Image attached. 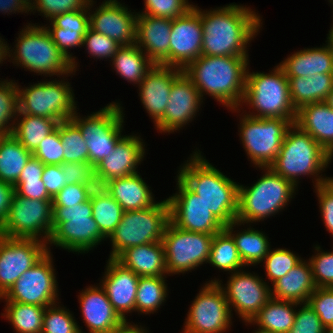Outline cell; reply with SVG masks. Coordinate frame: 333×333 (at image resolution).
<instances>
[{"instance_id": "obj_1", "label": "cell", "mask_w": 333, "mask_h": 333, "mask_svg": "<svg viewBox=\"0 0 333 333\" xmlns=\"http://www.w3.org/2000/svg\"><path fill=\"white\" fill-rule=\"evenodd\" d=\"M193 7L200 13L203 27L201 55L248 56L247 44L262 27L258 13L233 3L206 12Z\"/></svg>"}, {"instance_id": "obj_2", "label": "cell", "mask_w": 333, "mask_h": 333, "mask_svg": "<svg viewBox=\"0 0 333 333\" xmlns=\"http://www.w3.org/2000/svg\"><path fill=\"white\" fill-rule=\"evenodd\" d=\"M248 56L201 55L184 69V74L203 95L208 94L233 111H240L246 86ZM206 93V94H204Z\"/></svg>"}, {"instance_id": "obj_3", "label": "cell", "mask_w": 333, "mask_h": 333, "mask_svg": "<svg viewBox=\"0 0 333 333\" xmlns=\"http://www.w3.org/2000/svg\"><path fill=\"white\" fill-rule=\"evenodd\" d=\"M177 177L200 197L224 226L236 220L239 184L216 169L201 152L191 155Z\"/></svg>"}, {"instance_id": "obj_4", "label": "cell", "mask_w": 333, "mask_h": 333, "mask_svg": "<svg viewBox=\"0 0 333 333\" xmlns=\"http://www.w3.org/2000/svg\"><path fill=\"white\" fill-rule=\"evenodd\" d=\"M331 159L319 143L293 123L285 134L278 155L269 167L296 188L300 175H313L316 178L314 186L317 187L332 179L319 176Z\"/></svg>"}, {"instance_id": "obj_5", "label": "cell", "mask_w": 333, "mask_h": 333, "mask_svg": "<svg viewBox=\"0 0 333 333\" xmlns=\"http://www.w3.org/2000/svg\"><path fill=\"white\" fill-rule=\"evenodd\" d=\"M16 41L14 52L7 46V56L12 57L17 66L20 64L31 72L45 76H68L74 72L72 61L53 42L45 25H26Z\"/></svg>"}, {"instance_id": "obj_6", "label": "cell", "mask_w": 333, "mask_h": 333, "mask_svg": "<svg viewBox=\"0 0 333 333\" xmlns=\"http://www.w3.org/2000/svg\"><path fill=\"white\" fill-rule=\"evenodd\" d=\"M265 174L250 187L238 185L236 220L243 224L260 222L284 209L293 197L295 186L270 167H261ZM267 170V171H266Z\"/></svg>"}, {"instance_id": "obj_7", "label": "cell", "mask_w": 333, "mask_h": 333, "mask_svg": "<svg viewBox=\"0 0 333 333\" xmlns=\"http://www.w3.org/2000/svg\"><path fill=\"white\" fill-rule=\"evenodd\" d=\"M246 73V86L242 103L252 106L257 113L246 114L255 118L296 119L288 78L280 65L271 72Z\"/></svg>"}, {"instance_id": "obj_8", "label": "cell", "mask_w": 333, "mask_h": 333, "mask_svg": "<svg viewBox=\"0 0 333 333\" xmlns=\"http://www.w3.org/2000/svg\"><path fill=\"white\" fill-rule=\"evenodd\" d=\"M170 221L168 199L134 211H124L121 221L108 237L112 243L110 259H116L127 248L161 242Z\"/></svg>"}, {"instance_id": "obj_9", "label": "cell", "mask_w": 333, "mask_h": 333, "mask_svg": "<svg viewBox=\"0 0 333 333\" xmlns=\"http://www.w3.org/2000/svg\"><path fill=\"white\" fill-rule=\"evenodd\" d=\"M52 213L53 232L47 244L72 252L88 253L107 239L92 217L90 198L69 207H53Z\"/></svg>"}, {"instance_id": "obj_10", "label": "cell", "mask_w": 333, "mask_h": 333, "mask_svg": "<svg viewBox=\"0 0 333 333\" xmlns=\"http://www.w3.org/2000/svg\"><path fill=\"white\" fill-rule=\"evenodd\" d=\"M52 212V200L29 199L14 191L7 218L0 227V235L38 239L47 244L53 232Z\"/></svg>"}, {"instance_id": "obj_11", "label": "cell", "mask_w": 333, "mask_h": 333, "mask_svg": "<svg viewBox=\"0 0 333 333\" xmlns=\"http://www.w3.org/2000/svg\"><path fill=\"white\" fill-rule=\"evenodd\" d=\"M241 118L240 138L248 159L259 168L269 167L295 119L255 118L245 114Z\"/></svg>"}, {"instance_id": "obj_12", "label": "cell", "mask_w": 333, "mask_h": 333, "mask_svg": "<svg viewBox=\"0 0 333 333\" xmlns=\"http://www.w3.org/2000/svg\"><path fill=\"white\" fill-rule=\"evenodd\" d=\"M120 103H110L100 111L80 117L77 111L71 120L80 128L89 151V162L95 166L111 154L121 135L124 123Z\"/></svg>"}, {"instance_id": "obj_13", "label": "cell", "mask_w": 333, "mask_h": 333, "mask_svg": "<svg viewBox=\"0 0 333 333\" xmlns=\"http://www.w3.org/2000/svg\"><path fill=\"white\" fill-rule=\"evenodd\" d=\"M65 81H44L21 89L18 85L19 112L47 117L58 122L69 120L77 111L74 93Z\"/></svg>"}, {"instance_id": "obj_14", "label": "cell", "mask_w": 333, "mask_h": 333, "mask_svg": "<svg viewBox=\"0 0 333 333\" xmlns=\"http://www.w3.org/2000/svg\"><path fill=\"white\" fill-rule=\"evenodd\" d=\"M213 236L182 230L169 221L162 238L168 274H184L207 264Z\"/></svg>"}, {"instance_id": "obj_15", "label": "cell", "mask_w": 333, "mask_h": 333, "mask_svg": "<svg viewBox=\"0 0 333 333\" xmlns=\"http://www.w3.org/2000/svg\"><path fill=\"white\" fill-rule=\"evenodd\" d=\"M50 250L18 280L0 299L43 307L54 305L58 298V284Z\"/></svg>"}, {"instance_id": "obj_16", "label": "cell", "mask_w": 333, "mask_h": 333, "mask_svg": "<svg viewBox=\"0 0 333 333\" xmlns=\"http://www.w3.org/2000/svg\"><path fill=\"white\" fill-rule=\"evenodd\" d=\"M231 309L217 282H209L195 297L183 333H223L231 327Z\"/></svg>"}, {"instance_id": "obj_17", "label": "cell", "mask_w": 333, "mask_h": 333, "mask_svg": "<svg viewBox=\"0 0 333 333\" xmlns=\"http://www.w3.org/2000/svg\"><path fill=\"white\" fill-rule=\"evenodd\" d=\"M178 193L167 198L170 221L189 232L214 235L225 226L213 215L205 203L177 177Z\"/></svg>"}, {"instance_id": "obj_18", "label": "cell", "mask_w": 333, "mask_h": 333, "mask_svg": "<svg viewBox=\"0 0 333 333\" xmlns=\"http://www.w3.org/2000/svg\"><path fill=\"white\" fill-rule=\"evenodd\" d=\"M49 249L45 242L38 239L8 238L0 235V297Z\"/></svg>"}, {"instance_id": "obj_19", "label": "cell", "mask_w": 333, "mask_h": 333, "mask_svg": "<svg viewBox=\"0 0 333 333\" xmlns=\"http://www.w3.org/2000/svg\"><path fill=\"white\" fill-rule=\"evenodd\" d=\"M208 282H217L221 286L231 311L232 307L235 308V312L245 322L251 321L271 299L270 286L256 274L241 270L231 273L226 287L216 279Z\"/></svg>"}, {"instance_id": "obj_20", "label": "cell", "mask_w": 333, "mask_h": 333, "mask_svg": "<svg viewBox=\"0 0 333 333\" xmlns=\"http://www.w3.org/2000/svg\"><path fill=\"white\" fill-rule=\"evenodd\" d=\"M203 27L200 13L193 7L185 15L172 19L170 67L184 69L201 56Z\"/></svg>"}, {"instance_id": "obj_21", "label": "cell", "mask_w": 333, "mask_h": 333, "mask_svg": "<svg viewBox=\"0 0 333 333\" xmlns=\"http://www.w3.org/2000/svg\"><path fill=\"white\" fill-rule=\"evenodd\" d=\"M139 136L123 135L115 144L110 155L94 166L97 185L103 187L107 182L136 173L138 164L145 155L144 142Z\"/></svg>"}, {"instance_id": "obj_22", "label": "cell", "mask_w": 333, "mask_h": 333, "mask_svg": "<svg viewBox=\"0 0 333 333\" xmlns=\"http://www.w3.org/2000/svg\"><path fill=\"white\" fill-rule=\"evenodd\" d=\"M202 102L200 92L182 72L172 83L166 111L155 124L157 130L172 133L181 129L195 118Z\"/></svg>"}, {"instance_id": "obj_23", "label": "cell", "mask_w": 333, "mask_h": 333, "mask_svg": "<svg viewBox=\"0 0 333 333\" xmlns=\"http://www.w3.org/2000/svg\"><path fill=\"white\" fill-rule=\"evenodd\" d=\"M133 14L117 0H105L93 14L89 11V26L120 46L132 45L136 43L137 19V13Z\"/></svg>"}, {"instance_id": "obj_24", "label": "cell", "mask_w": 333, "mask_h": 333, "mask_svg": "<svg viewBox=\"0 0 333 333\" xmlns=\"http://www.w3.org/2000/svg\"><path fill=\"white\" fill-rule=\"evenodd\" d=\"M171 25L172 19L137 13L135 44L154 64L170 66Z\"/></svg>"}, {"instance_id": "obj_25", "label": "cell", "mask_w": 333, "mask_h": 333, "mask_svg": "<svg viewBox=\"0 0 333 333\" xmlns=\"http://www.w3.org/2000/svg\"><path fill=\"white\" fill-rule=\"evenodd\" d=\"M78 297L89 333H114L129 324L112 307L101 286H89Z\"/></svg>"}, {"instance_id": "obj_26", "label": "cell", "mask_w": 333, "mask_h": 333, "mask_svg": "<svg viewBox=\"0 0 333 333\" xmlns=\"http://www.w3.org/2000/svg\"><path fill=\"white\" fill-rule=\"evenodd\" d=\"M140 276L125 268L116 259H108L106 271L101 280L112 307L127 322L126 313L135 311V299Z\"/></svg>"}, {"instance_id": "obj_27", "label": "cell", "mask_w": 333, "mask_h": 333, "mask_svg": "<svg viewBox=\"0 0 333 333\" xmlns=\"http://www.w3.org/2000/svg\"><path fill=\"white\" fill-rule=\"evenodd\" d=\"M182 72L180 68L155 64L138 85L140 100L155 124L163 117L172 83Z\"/></svg>"}, {"instance_id": "obj_28", "label": "cell", "mask_w": 333, "mask_h": 333, "mask_svg": "<svg viewBox=\"0 0 333 333\" xmlns=\"http://www.w3.org/2000/svg\"><path fill=\"white\" fill-rule=\"evenodd\" d=\"M94 1L91 0L89 7L86 9L69 11L54 16L51 21V27H45L53 42L62 51V53L72 61L73 71L76 72L77 62L70 52V47L83 46V39L89 26V10L92 8Z\"/></svg>"}, {"instance_id": "obj_29", "label": "cell", "mask_w": 333, "mask_h": 333, "mask_svg": "<svg viewBox=\"0 0 333 333\" xmlns=\"http://www.w3.org/2000/svg\"><path fill=\"white\" fill-rule=\"evenodd\" d=\"M327 45L294 52L279 65L287 77H311L314 74H333V41Z\"/></svg>"}, {"instance_id": "obj_30", "label": "cell", "mask_w": 333, "mask_h": 333, "mask_svg": "<svg viewBox=\"0 0 333 333\" xmlns=\"http://www.w3.org/2000/svg\"><path fill=\"white\" fill-rule=\"evenodd\" d=\"M294 124L307 132L333 157V109L325 102L300 107Z\"/></svg>"}, {"instance_id": "obj_31", "label": "cell", "mask_w": 333, "mask_h": 333, "mask_svg": "<svg viewBox=\"0 0 333 333\" xmlns=\"http://www.w3.org/2000/svg\"><path fill=\"white\" fill-rule=\"evenodd\" d=\"M116 260L140 277L168 274L162 241L127 248Z\"/></svg>"}, {"instance_id": "obj_32", "label": "cell", "mask_w": 333, "mask_h": 333, "mask_svg": "<svg viewBox=\"0 0 333 333\" xmlns=\"http://www.w3.org/2000/svg\"><path fill=\"white\" fill-rule=\"evenodd\" d=\"M272 285L271 298L298 304L307 303L311 294L317 288L313 279L311 264L305 260H301Z\"/></svg>"}, {"instance_id": "obj_33", "label": "cell", "mask_w": 333, "mask_h": 333, "mask_svg": "<svg viewBox=\"0 0 333 333\" xmlns=\"http://www.w3.org/2000/svg\"><path fill=\"white\" fill-rule=\"evenodd\" d=\"M103 187L121 205L123 211L140 210L156 203L149 186L138 173L113 179Z\"/></svg>"}, {"instance_id": "obj_34", "label": "cell", "mask_w": 333, "mask_h": 333, "mask_svg": "<svg viewBox=\"0 0 333 333\" xmlns=\"http://www.w3.org/2000/svg\"><path fill=\"white\" fill-rule=\"evenodd\" d=\"M290 98L296 110L316 102H324L333 90V74H314L311 77H287Z\"/></svg>"}, {"instance_id": "obj_35", "label": "cell", "mask_w": 333, "mask_h": 333, "mask_svg": "<svg viewBox=\"0 0 333 333\" xmlns=\"http://www.w3.org/2000/svg\"><path fill=\"white\" fill-rule=\"evenodd\" d=\"M296 302L275 300L271 298L259 311V313L246 323H255L260 329L273 333H289L293 326L297 307Z\"/></svg>"}, {"instance_id": "obj_36", "label": "cell", "mask_w": 333, "mask_h": 333, "mask_svg": "<svg viewBox=\"0 0 333 333\" xmlns=\"http://www.w3.org/2000/svg\"><path fill=\"white\" fill-rule=\"evenodd\" d=\"M238 224L240 222L235 220L226 225L225 230L232 236L244 265H256L263 262L270 249L268 236H265L262 231L260 232L251 227L234 234V227L238 226Z\"/></svg>"}, {"instance_id": "obj_37", "label": "cell", "mask_w": 333, "mask_h": 333, "mask_svg": "<svg viewBox=\"0 0 333 333\" xmlns=\"http://www.w3.org/2000/svg\"><path fill=\"white\" fill-rule=\"evenodd\" d=\"M112 65L124 80L139 85L155 64L136 44H132L117 49L112 58Z\"/></svg>"}, {"instance_id": "obj_38", "label": "cell", "mask_w": 333, "mask_h": 333, "mask_svg": "<svg viewBox=\"0 0 333 333\" xmlns=\"http://www.w3.org/2000/svg\"><path fill=\"white\" fill-rule=\"evenodd\" d=\"M21 115V119H17ZM12 135L30 152H33L41 141L52 133L58 121L41 116L18 113Z\"/></svg>"}, {"instance_id": "obj_39", "label": "cell", "mask_w": 333, "mask_h": 333, "mask_svg": "<svg viewBox=\"0 0 333 333\" xmlns=\"http://www.w3.org/2000/svg\"><path fill=\"white\" fill-rule=\"evenodd\" d=\"M32 156L13 136H0V180L13 185Z\"/></svg>"}, {"instance_id": "obj_40", "label": "cell", "mask_w": 333, "mask_h": 333, "mask_svg": "<svg viewBox=\"0 0 333 333\" xmlns=\"http://www.w3.org/2000/svg\"><path fill=\"white\" fill-rule=\"evenodd\" d=\"M92 217L100 232L108 238L121 221L123 210L121 205L104 189L97 186L90 194Z\"/></svg>"}, {"instance_id": "obj_41", "label": "cell", "mask_w": 333, "mask_h": 333, "mask_svg": "<svg viewBox=\"0 0 333 333\" xmlns=\"http://www.w3.org/2000/svg\"><path fill=\"white\" fill-rule=\"evenodd\" d=\"M6 303L2 315L11 322L17 333H42L46 307L19 302Z\"/></svg>"}, {"instance_id": "obj_42", "label": "cell", "mask_w": 333, "mask_h": 333, "mask_svg": "<svg viewBox=\"0 0 333 333\" xmlns=\"http://www.w3.org/2000/svg\"><path fill=\"white\" fill-rule=\"evenodd\" d=\"M207 263L231 273L245 267L232 236L225 229L214 234Z\"/></svg>"}, {"instance_id": "obj_43", "label": "cell", "mask_w": 333, "mask_h": 333, "mask_svg": "<svg viewBox=\"0 0 333 333\" xmlns=\"http://www.w3.org/2000/svg\"><path fill=\"white\" fill-rule=\"evenodd\" d=\"M167 291L164 276L140 277L135 299V310L145 314L155 312L166 301Z\"/></svg>"}, {"instance_id": "obj_44", "label": "cell", "mask_w": 333, "mask_h": 333, "mask_svg": "<svg viewBox=\"0 0 333 333\" xmlns=\"http://www.w3.org/2000/svg\"><path fill=\"white\" fill-rule=\"evenodd\" d=\"M59 137L63 147V163L89 162V151L80 128L71 120L59 122Z\"/></svg>"}, {"instance_id": "obj_45", "label": "cell", "mask_w": 333, "mask_h": 333, "mask_svg": "<svg viewBox=\"0 0 333 333\" xmlns=\"http://www.w3.org/2000/svg\"><path fill=\"white\" fill-rule=\"evenodd\" d=\"M19 113V93L16 82L0 81V136L12 135L14 124L13 120ZM8 124V125H7Z\"/></svg>"}, {"instance_id": "obj_46", "label": "cell", "mask_w": 333, "mask_h": 333, "mask_svg": "<svg viewBox=\"0 0 333 333\" xmlns=\"http://www.w3.org/2000/svg\"><path fill=\"white\" fill-rule=\"evenodd\" d=\"M68 311L69 309L67 310L56 303L46 307L42 333H83Z\"/></svg>"}, {"instance_id": "obj_47", "label": "cell", "mask_w": 333, "mask_h": 333, "mask_svg": "<svg viewBox=\"0 0 333 333\" xmlns=\"http://www.w3.org/2000/svg\"><path fill=\"white\" fill-rule=\"evenodd\" d=\"M301 260L299 256H296L290 250H286V248L269 249L268 254L264 258L266 277L273 284L276 280L286 275Z\"/></svg>"}, {"instance_id": "obj_48", "label": "cell", "mask_w": 333, "mask_h": 333, "mask_svg": "<svg viewBox=\"0 0 333 333\" xmlns=\"http://www.w3.org/2000/svg\"><path fill=\"white\" fill-rule=\"evenodd\" d=\"M144 5L143 14L169 19L185 15L194 6L188 0H145Z\"/></svg>"}, {"instance_id": "obj_49", "label": "cell", "mask_w": 333, "mask_h": 333, "mask_svg": "<svg viewBox=\"0 0 333 333\" xmlns=\"http://www.w3.org/2000/svg\"><path fill=\"white\" fill-rule=\"evenodd\" d=\"M90 2L91 0H30V12L37 10L50 20L65 12L86 9Z\"/></svg>"}, {"instance_id": "obj_50", "label": "cell", "mask_w": 333, "mask_h": 333, "mask_svg": "<svg viewBox=\"0 0 333 333\" xmlns=\"http://www.w3.org/2000/svg\"><path fill=\"white\" fill-rule=\"evenodd\" d=\"M32 155L44 165L63 164V147L59 137V123L56 129L39 143Z\"/></svg>"}, {"instance_id": "obj_51", "label": "cell", "mask_w": 333, "mask_h": 333, "mask_svg": "<svg viewBox=\"0 0 333 333\" xmlns=\"http://www.w3.org/2000/svg\"><path fill=\"white\" fill-rule=\"evenodd\" d=\"M320 249V246L316 245L317 254L309 259L313 279L316 287L333 288V251L322 252Z\"/></svg>"}, {"instance_id": "obj_52", "label": "cell", "mask_w": 333, "mask_h": 333, "mask_svg": "<svg viewBox=\"0 0 333 333\" xmlns=\"http://www.w3.org/2000/svg\"><path fill=\"white\" fill-rule=\"evenodd\" d=\"M308 303L326 328L333 327L332 287H317L311 294Z\"/></svg>"}, {"instance_id": "obj_53", "label": "cell", "mask_w": 333, "mask_h": 333, "mask_svg": "<svg viewBox=\"0 0 333 333\" xmlns=\"http://www.w3.org/2000/svg\"><path fill=\"white\" fill-rule=\"evenodd\" d=\"M83 46L87 48L86 50H88V53L93 57L95 56L100 59L111 58V60L117 49L120 47L115 40L95 32L90 28L84 36Z\"/></svg>"}, {"instance_id": "obj_54", "label": "cell", "mask_w": 333, "mask_h": 333, "mask_svg": "<svg viewBox=\"0 0 333 333\" xmlns=\"http://www.w3.org/2000/svg\"><path fill=\"white\" fill-rule=\"evenodd\" d=\"M301 305H303L302 308L296 310L294 323L289 333H325L326 327L309 303Z\"/></svg>"}, {"instance_id": "obj_55", "label": "cell", "mask_w": 333, "mask_h": 333, "mask_svg": "<svg viewBox=\"0 0 333 333\" xmlns=\"http://www.w3.org/2000/svg\"><path fill=\"white\" fill-rule=\"evenodd\" d=\"M98 185L69 184L52 199L53 207H69L87 201Z\"/></svg>"}, {"instance_id": "obj_56", "label": "cell", "mask_w": 333, "mask_h": 333, "mask_svg": "<svg viewBox=\"0 0 333 333\" xmlns=\"http://www.w3.org/2000/svg\"><path fill=\"white\" fill-rule=\"evenodd\" d=\"M66 185L85 184L97 185L94 166L90 162H66L61 164Z\"/></svg>"}, {"instance_id": "obj_57", "label": "cell", "mask_w": 333, "mask_h": 333, "mask_svg": "<svg viewBox=\"0 0 333 333\" xmlns=\"http://www.w3.org/2000/svg\"><path fill=\"white\" fill-rule=\"evenodd\" d=\"M315 188L323 222L329 233L333 235V177Z\"/></svg>"}, {"instance_id": "obj_58", "label": "cell", "mask_w": 333, "mask_h": 333, "mask_svg": "<svg viewBox=\"0 0 333 333\" xmlns=\"http://www.w3.org/2000/svg\"><path fill=\"white\" fill-rule=\"evenodd\" d=\"M14 191L22 197L38 200H52L41 179H18Z\"/></svg>"}, {"instance_id": "obj_59", "label": "cell", "mask_w": 333, "mask_h": 333, "mask_svg": "<svg viewBox=\"0 0 333 333\" xmlns=\"http://www.w3.org/2000/svg\"><path fill=\"white\" fill-rule=\"evenodd\" d=\"M41 180L52 198L66 185L61 165H45Z\"/></svg>"}, {"instance_id": "obj_60", "label": "cell", "mask_w": 333, "mask_h": 333, "mask_svg": "<svg viewBox=\"0 0 333 333\" xmlns=\"http://www.w3.org/2000/svg\"><path fill=\"white\" fill-rule=\"evenodd\" d=\"M14 186L0 180V227L7 218Z\"/></svg>"}, {"instance_id": "obj_61", "label": "cell", "mask_w": 333, "mask_h": 333, "mask_svg": "<svg viewBox=\"0 0 333 333\" xmlns=\"http://www.w3.org/2000/svg\"><path fill=\"white\" fill-rule=\"evenodd\" d=\"M44 167L45 165L32 155L18 179H41Z\"/></svg>"}, {"instance_id": "obj_62", "label": "cell", "mask_w": 333, "mask_h": 333, "mask_svg": "<svg viewBox=\"0 0 333 333\" xmlns=\"http://www.w3.org/2000/svg\"><path fill=\"white\" fill-rule=\"evenodd\" d=\"M0 11L4 14L12 12L27 13L30 11V0H0Z\"/></svg>"}, {"instance_id": "obj_63", "label": "cell", "mask_w": 333, "mask_h": 333, "mask_svg": "<svg viewBox=\"0 0 333 333\" xmlns=\"http://www.w3.org/2000/svg\"><path fill=\"white\" fill-rule=\"evenodd\" d=\"M147 332H149V331H147L143 327L135 325V324L131 325V323H129L124 328H122L121 330L114 332V333H147Z\"/></svg>"}, {"instance_id": "obj_64", "label": "cell", "mask_w": 333, "mask_h": 333, "mask_svg": "<svg viewBox=\"0 0 333 333\" xmlns=\"http://www.w3.org/2000/svg\"><path fill=\"white\" fill-rule=\"evenodd\" d=\"M3 40L4 39L0 37V64L3 63L2 61L7 57V43Z\"/></svg>"}, {"instance_id": "obj_65", "label": "cell", "mask_w": 333, "mask_h": 333, "mask_svg": "<svg viewBox=\"0 0 333 333\" xmlns=\"http://www.w3.org/2000/svg\"><path fill=\"white\" fill-rule=\"evenodd\" d=\"M324 102L333 109V90L328 94L327 99Z\"/></svg>"}, {"instance_id": "obj_66", "label": "cell", "mask_w": 333, "mask_h": 333, "mask_svg": "<svg viewBox=\"0 0 333 333\" xmlns=\"http://www.w3.org/2000/svg\"><path fill=\"white\" fill-rule=\"evenodd\" d=\"M255 333H273V332H271V331H267V330H263V329H257L256 331H255Z\"/></svg>"}, {"instance_id": "obj_67", "label": "cell", "mask_w": 333, "mask_h": 333, "mask_svg": "<svg viewBox=\"0 0 333 333\" xmlns=\"http://www.w3.org/2000/svg\"><path fill=\"white\" fill-rule=\"evenodd\" d=\"M329 38H333V25L332 27L330 28L329 30V35H328Z\"/></svg>"}, {"instance_id": "obj_68", "label": "cell", "mask_w": 333, "mask_h": 333, "mask_svg": "<svg viewBox=\"0 0 333 333\" xmlns=\"http://www.w3.org/2000/svg\"><path fill=\"white\" fill-rule=\"evenodd\" d=\"M325 333H333V327L326 328Z\"/></svg>"}]
</instances>
